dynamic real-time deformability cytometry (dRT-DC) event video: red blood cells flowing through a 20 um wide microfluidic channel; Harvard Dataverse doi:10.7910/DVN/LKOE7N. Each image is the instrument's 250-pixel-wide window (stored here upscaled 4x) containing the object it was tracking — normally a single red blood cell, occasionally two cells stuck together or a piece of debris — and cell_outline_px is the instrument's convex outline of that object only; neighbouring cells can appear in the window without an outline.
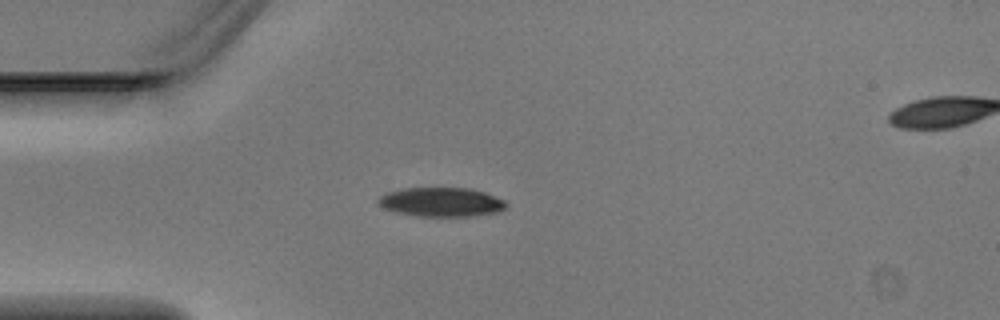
{"species": "Egyptian fruit bat (a non-hibernating species)", "species_latin": "Rousettus aegyptiacus", "temperature_condition": "warm", "stored_images_in_passage": 2, "camera_frame_rate_fps": 3000, "um_per_image_px": 0.085, "animal": {"sex": "male"}, "frame": {"image": 1, "passage_image": 1, "time_ms": 0.0, "image_size_px": [1000, 320], "cell_outline_px": [[508, 204], [504, 208], [496, 212], [472, 216], [420, 216], [396, 212], [384, 208], [376, 204], [376, 200], [380, 196], [388, 192], [404, 188], [468, 188], [484, 192], [504, 200]], "centroid_in_image_um": [37.47, 17.17], "position_along_channel_um": 47.5, "area_um2": 21.62}}